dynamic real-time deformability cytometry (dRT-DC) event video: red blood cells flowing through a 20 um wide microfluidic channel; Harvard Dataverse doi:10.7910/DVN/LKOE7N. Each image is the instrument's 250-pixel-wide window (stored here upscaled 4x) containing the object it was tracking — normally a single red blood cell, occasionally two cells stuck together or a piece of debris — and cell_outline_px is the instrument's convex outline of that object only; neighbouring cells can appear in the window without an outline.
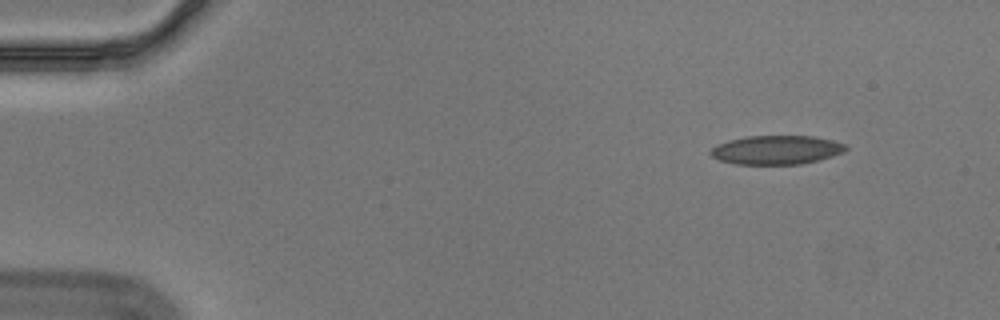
{"species": "Egyptian fruit bat (a non-hibernating species)", "species_latin": "Rousettus aegyptiacus", "temperature_condition": "cold", "stored_images_in_passage": 52, "camera_frame_rate_fps": 3000, "um_per_image_px": 0.085, "animal": {"sex": "male"}, "frame": {"image": 1, "passage_image": 1, "time_ms": 0.0, "image_size_px": [1000, 320], "cell_outline_px": [[848, 148], [844, 152], [832, 156], [800, 164], [736, 164], [720, 160], [712, 156], [708, 152], [716, 144], [728, 140], [748, 136], [816, 136], [832, 140], [844, 144]], "centroid_in_image_um": [65.98, 12.73], "position_along_channel_um": 19.0, "area_um2": 22.72}}
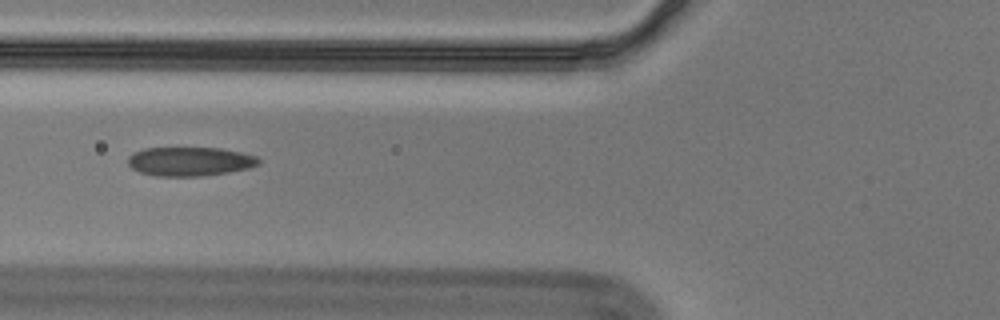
{"frame": {"image": 2, "passage_image": 17, "time_ms": 5.333, "image_size_px": [1000, 320], "cell_outline_px": [[260, 164], [248, 168], [228, 172], [204, 176], [156, 176], [140, 172], [132, 168], [128, 164], [128, 156], [132, 152], [144, 148], [220, 148], [240, 152], [256, 156], [260, 160]], "centroid_in_image_um": [16.12, 13.72], "position_along_channel_um": 109.7, "area_um2": 22.14}}
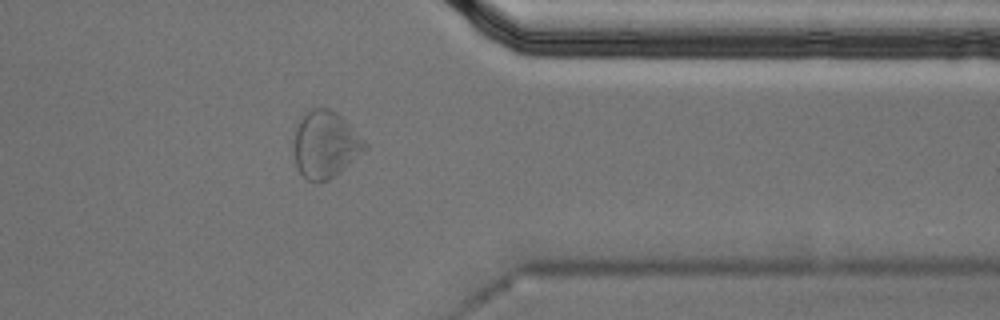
{"frame": {"image": 3, "passage_image": 41, "time_ms": 13.333, "image_size_px": [1000, 320], "cell_outline_px": [[368, 148], [340, 172], [328, 180], [316, 184], [308, 180], [300, 172], [296, 164], [292, 148], [292, 144], [296, 128], [304, 112], [312, 108], [328, 108], [336, 112], [368, 144]], "centroid_in_image_um": [27.62, 12.3], "position_along_channel_um": 383.8, "area_um2": 27.8}, "authors_computed_cell_mechanics": {"area_um2": 23.1778, "velocity_mm_per_s": 3.5228, "shape_relaxation_time_tau1_ms": null, "shape_relaxation_time_tau2_ms": 2.3939, "deformation_change_tau1": null, "deformation_change_tau2": 0.1007}}